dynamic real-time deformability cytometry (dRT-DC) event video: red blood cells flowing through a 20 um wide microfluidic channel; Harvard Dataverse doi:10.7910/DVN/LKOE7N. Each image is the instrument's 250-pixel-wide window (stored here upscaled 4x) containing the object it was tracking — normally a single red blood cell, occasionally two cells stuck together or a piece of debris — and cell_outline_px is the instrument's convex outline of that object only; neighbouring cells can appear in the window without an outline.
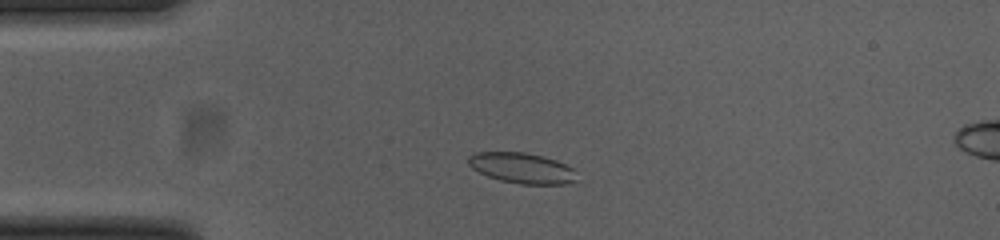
{"species": "common noctule bat (a hibernating species)", "species_latin": "Nyctalus noctula", "temperature_condition": "cold", "stored_images_in_passage": 50, "camera_frame_rate_fps": 3000, "um_per_image_px": 0.085, "animal": {"sex": "female", "body_mass_g": 23.0, "forearm_length_mm": 53.4}, "frame": {"image": 1, "passage_image": 8, "time_ms": 2.333, "image_size_px": [1000, 240], "cell_outline_px": [[576, 180], [564, 184], [520, 184], [500, 180], [488, 176], [472, 168], [468, 164], [468, 156], [476, 152], [524, 152], [556, 160], [572, 168]], "centroid_in_image_um": [44.32, 14.28], "position_along_channel_um": 40.7, "area_um2": 19.02}}
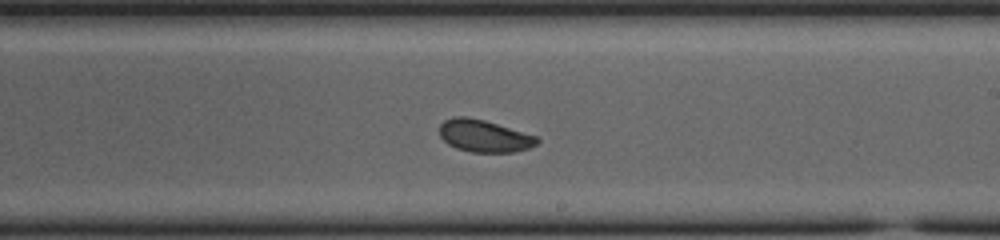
{"frame": {"image": 2, "passage_image": 27, "time_ms": 8.667, "image_size_px": [1000, 240], "cell_outline_px": [[540, 140], [536, 144], [528, 148], [512, 152], [472, 152], [456, 148], [448, 144], [440, 136], [440, 124], [444, 120], [452, 116], [468, 116], [484, 120], [536, 136]], "centroid_in_image_um": [41.11, 11.54], "position_along_channel_um": 247.9, "area_um2": 18.21}}
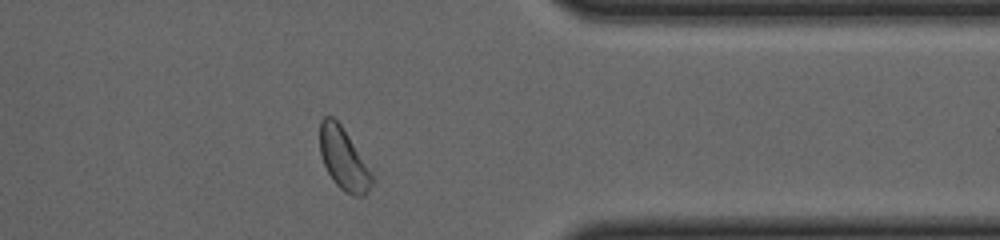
{"frame": {"image": 3, "passage_image": 39, "time_ms": 12.667, "image_size_px": [1000, 240], "cell_outline_px": [[376, 180], [364, 196], [352, 196], [344, 192], [332, 180], [320, 156], [320, 120], [324, 116], [332, 116], [340, 124], [376, 176]], "centroid_in_image_um": [29.24, 13.55], "position_along_channel_um": 382.2, "area_um2": 19.13}, "authors_computed_cell_mechanics": {"area_um2": 19.1607, "velocity_mm_per_s": 3.6684, "shape_relaxation_time_tau1_ms": 2.4768, "shape_relaxation_time_tau2_ms": null, "deformation_change_tau1": 0.0737, "deformation_change_tau2": null}}